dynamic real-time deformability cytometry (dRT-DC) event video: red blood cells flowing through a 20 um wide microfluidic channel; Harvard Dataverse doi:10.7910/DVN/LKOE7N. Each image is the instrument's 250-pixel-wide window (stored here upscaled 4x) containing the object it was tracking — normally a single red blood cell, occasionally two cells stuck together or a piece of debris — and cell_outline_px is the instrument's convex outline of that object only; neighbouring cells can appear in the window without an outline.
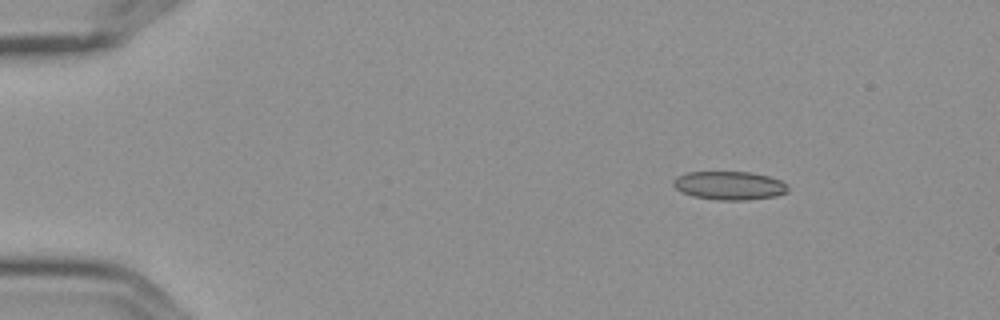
{"species": "Egyptian fruit bat (a non-hibernating species)", "species_latin": "Rousettus aegyptiacus", "temperature_condition": "cold", "stored_images_in_passage": 4, "camera_frame_rate_fps": 3000, "um_per_image_px": 0.085, "frame": {"image": 1, "passage_image": 2, "time_ms": 0.333, "image_size_px": [1000, 320], "cell_outline_px": [[788, 192], [776, 196], [748, 200], [716, 200], [692, 196], [676, 188], [672, 184], [672, 180], [676, 176], [688, 172], [752, 172], [768, 176], [780, 180], [788, 188]], "centroid_in_image_um": [61.98, 15.77], "position_along_channel_um": 23.0, "area_um2": 19.07}}